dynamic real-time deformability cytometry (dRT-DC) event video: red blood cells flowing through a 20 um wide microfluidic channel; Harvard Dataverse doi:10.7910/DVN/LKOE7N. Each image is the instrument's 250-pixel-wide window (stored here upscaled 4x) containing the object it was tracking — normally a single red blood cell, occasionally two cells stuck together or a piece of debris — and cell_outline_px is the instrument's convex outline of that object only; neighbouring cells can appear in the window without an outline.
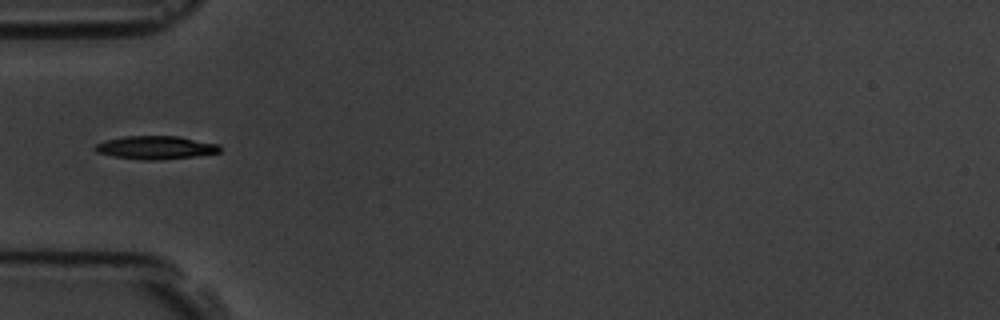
{"species": "common noctule bat (a hibernating species)", "species_latin": "Nyctalus noctula", "temperature_condition": "room temperature", "stored_images_in_passage": 4, "camera_frame_rate_fps": 3000, "um_per_image_px": 0.085, "animal": {"sex": "male", "body_mass_g": 19.5, "forearm_length_mm": 54.6}, "frame": {"image": 1, "passage_image": 4, "time_ms": 3.333, "image_size_px": [1000, 320], "cell_outline_px": [[220, 152], [196, 156], [160, 160], [144, 160], [112, 156], [96, 152], [92, 148], [96, 144], [104, 140], [124, 136], [180, 136], [220, 144]], "centroid_in_image_um": [13.22, 12.54], "position_along_channel_um": 71.8, "area_um2": 17.11}}